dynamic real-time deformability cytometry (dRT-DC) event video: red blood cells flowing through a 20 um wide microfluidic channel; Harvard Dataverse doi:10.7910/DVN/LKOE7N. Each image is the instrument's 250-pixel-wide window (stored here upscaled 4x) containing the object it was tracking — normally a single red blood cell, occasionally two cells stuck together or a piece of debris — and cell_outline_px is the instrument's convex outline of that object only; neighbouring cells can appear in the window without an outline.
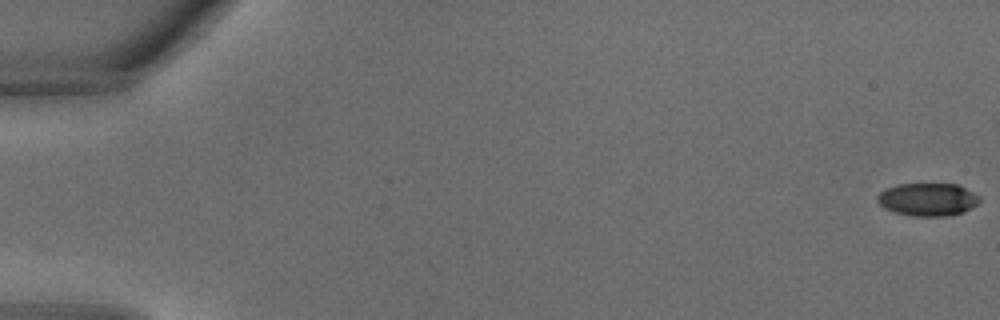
{"species": "common noctule bat (a hibernating species)", "species_latin": "Nyctalus noctula", "temperature_condition": "warm", "stored_images_in_passage": 33, "camera_frame_rate_fps": 3000, "um_per_image_px": 0.085, "animal": {"sex": "male", "body_mass_g": 18.8}, "frame": {"image": 1, "passage_image": 1, "time_ms": 0.0, "image_size_px": [1000, 320], "cell_outline_px": [[980, 200], [972, 208], [964, 212], [948, 216], [912, 216], [892, 212], [884, 208], [876, 200], [876, 196], [880, 192], [888, 188], [900, 184], [956, 184], [980, 196]], "centroid_in_image_um": [78.84, 16.97], "position_along_channel_um": 6.2, "area_um2": 19.59}}
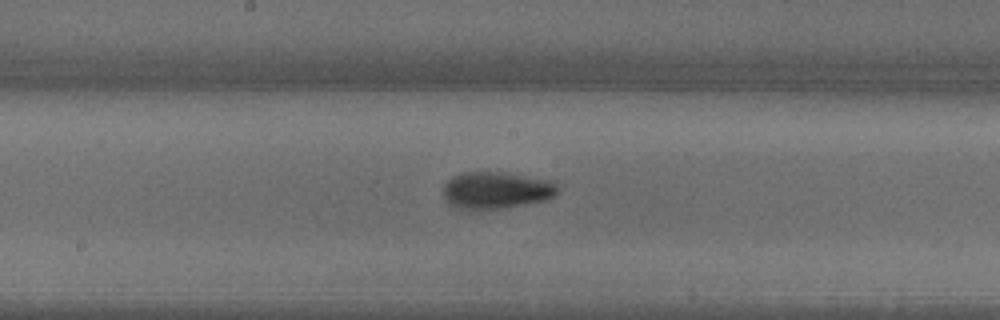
{"frame": {"image": 2, "passage_image": 19, "time_ms": 6.0, "image_size_px": [1000, 320], "cell_outline_px": [[556, 196], [544, 200], [528, 204], [496, 208], [460, 208], [444, 200], [444, 184], [452, 176], [468, 172], [500, 172], [548, 180], [556, 184]], "centroid_in_image_um": [42.17, 16.16], "position_along_channel_um": 206.0, "area_um2": 23.99}}
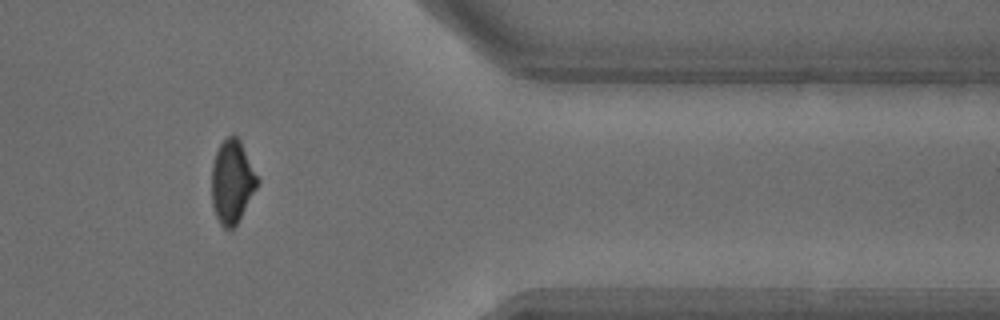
{"frame": {"image": 3, "passage_image": 29, "time_ms": 9.333, "image_size_px": [1000, 320], "cell_outline_px": [[260, 184], [236, 224], [232, 228], [224, 228], [220, 224], [216, 216], [212, 204], [212, 164], [216, 152], [220, 144], [228, 136], [236, 136], [240, 140], [260, 180]], "centroid_in_image_um": [19.75, 15.44], "position_along_channel_um": 391.7, "area_um2": 22.14}}